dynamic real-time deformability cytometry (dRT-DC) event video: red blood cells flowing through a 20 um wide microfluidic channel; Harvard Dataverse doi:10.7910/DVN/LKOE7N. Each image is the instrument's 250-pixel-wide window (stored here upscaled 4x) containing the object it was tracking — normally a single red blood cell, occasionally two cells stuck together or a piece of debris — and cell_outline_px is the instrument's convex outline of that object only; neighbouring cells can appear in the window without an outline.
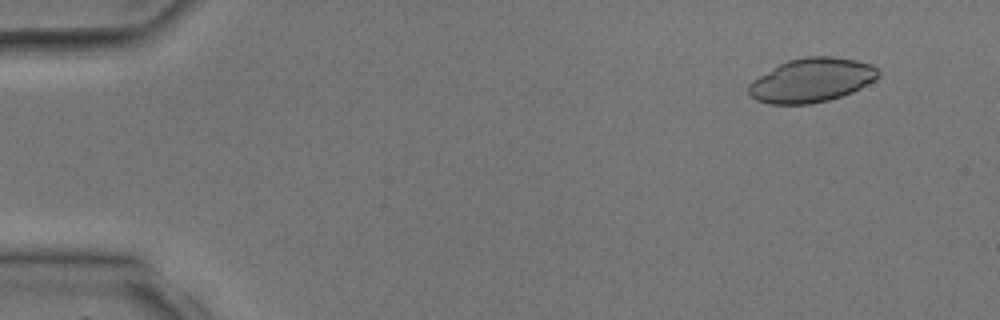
{"species": "common noctule bat (a hibernating species)", "species_latin": "Nyctalus noctula", "temperature_condition": "room temperature", "stored_images_in_passage": 40, "camera_frame_rate_fps": 3000, "um_per_image_px": 0.085, "animal": {"sex": "male", "body_mass_g": 17.9, "forearm_length_mm": 54.2}, "frame": {"image": 1, "passage_image": 4, "time_ms": 1.0, "image_size_px": [1000, 320], "cell_outline_px": [[880, 76], [876, 80], [852, 92], [828, 100], [812, 104], [768, 104], [756, 100], [748, 92], [748, 84], [752, 80], [780, 64], [788, 60], [808, 56], [832, 56], [856, 60], [872, 64], [880, 72]], "centroid_in_image_um": [69.0, 6.82], "position_along_channel_um": 16.0, "area_um2": 33.29}}